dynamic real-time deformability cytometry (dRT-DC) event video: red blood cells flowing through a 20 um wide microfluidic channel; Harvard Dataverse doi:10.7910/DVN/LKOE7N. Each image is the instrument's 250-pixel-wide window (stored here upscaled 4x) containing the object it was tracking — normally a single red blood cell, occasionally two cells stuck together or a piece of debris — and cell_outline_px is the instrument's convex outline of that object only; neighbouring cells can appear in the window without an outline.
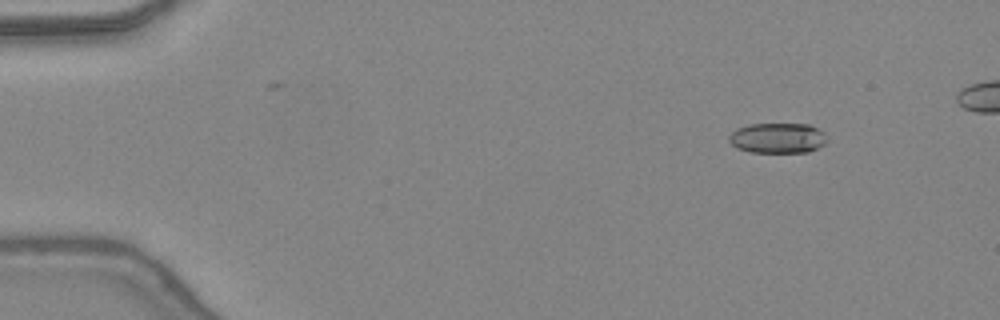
{"species": "common noctule bat (a hibernating species)", "species_latin": "Nyctalus noctula", "temperature_condition": "warm", "stored_images_in_passage": 40, "camera_frame_rate_fps": 3000, "um_per_image_px": 0.085, "animal": {"sex": "female", "body_mass_g": 24.6, "forearm_length_mm": 56.2}, "frame": {"image": 1, "passage_image": 1, "time_ms": 0.0, "image_size_px": [1000, 320], "cell_outline_px": [[828, 140], [824, 144], [808, 152], [748, 152], [736, 148], [728, 140], [728, 136], [736, 128], [748, 124], [808, 124], [824, 132]], "centroid_in_image_um": [66.07, 11.73], "position_along_channel_um": 18.9, "area_um2": 17.4}}
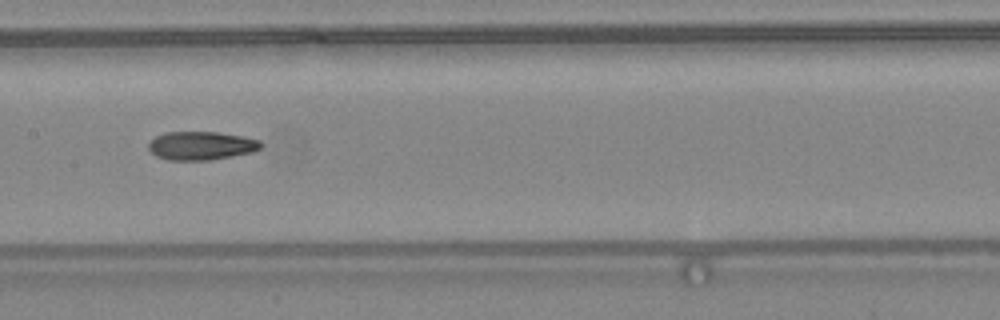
{"frame": {"image": 2, "passage_image": 20, "time_ms": 6.333, "image_size_px": [1000, 320], "cell_outline_px": [[264, 144], [260, 148], [252, 152], [212, 160], [168, 160], [156, 156], [148, 148], [148, 144], [156, 136], [164, 132], [216, 132], [244, 136], [260, 140]], "centroid_in_image_um": [17.12, 12.38], "position_along_channel_um": 190.3, "area_um2": 18.73}}
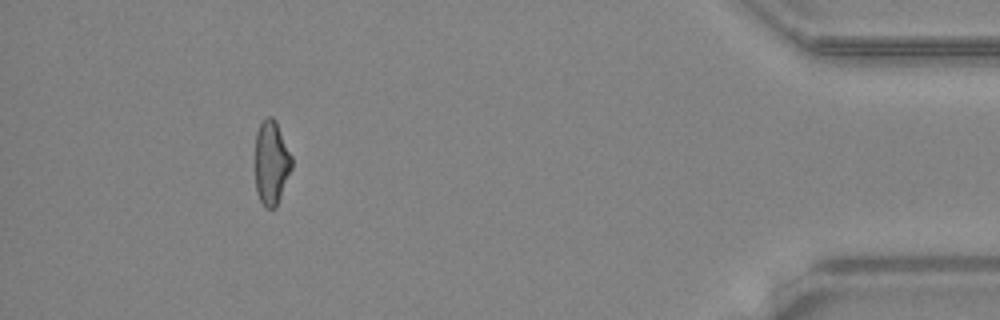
{"frame": {"image": 3, "passage_image": 39, "time_ms": 12.667, "image_size_px": [1000, 320], "cell_outline_px": [[292, 168], [276, 208], [264, 208], [256, 192], [256, 132], [260, 124], [268, 116], [272, 116], [276, 120], [292, 156]], "centroid_in_image_um": [23.08, 13.84], "position_along_channel_um": 412.1, "area_um2": 17.98}}